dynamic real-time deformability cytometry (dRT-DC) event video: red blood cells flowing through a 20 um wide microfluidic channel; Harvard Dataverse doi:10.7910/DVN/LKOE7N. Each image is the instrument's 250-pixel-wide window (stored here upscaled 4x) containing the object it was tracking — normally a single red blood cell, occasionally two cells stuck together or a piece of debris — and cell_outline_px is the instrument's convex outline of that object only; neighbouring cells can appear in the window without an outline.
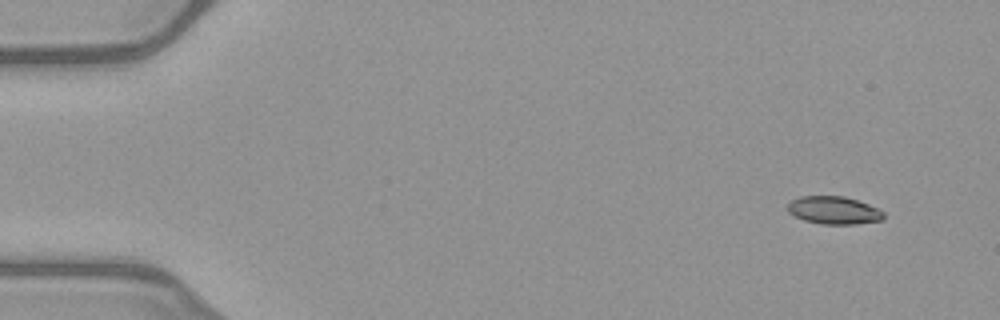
{"species": "common noctule bat (a hibernating species)", "species_latin": "Nyctalus noctula", "temperature_condition": "warm", "stored_images_in_passage": 49, "camera_frame_rate_fps": 3000, "um_per_image_px": 0.085, "animal": {"sex": "female", "body_mass_g": 21.9}, "frame": {"image": 1, "passage_image": 1, "time_ms": 0.0, "image_size_px": [1000, 320], "cell_outline_px": [[884, 220], [856, 224], [824, 224], [804, 220], [788, 212], [788, 204], [792, 200], [800, 196], [844, 196], [868, 204], [884, 212]], "centroid_in_image_um": [70.89, 17.87], "position_along_channel_um": 14.1, "area_um2": 15.43}}
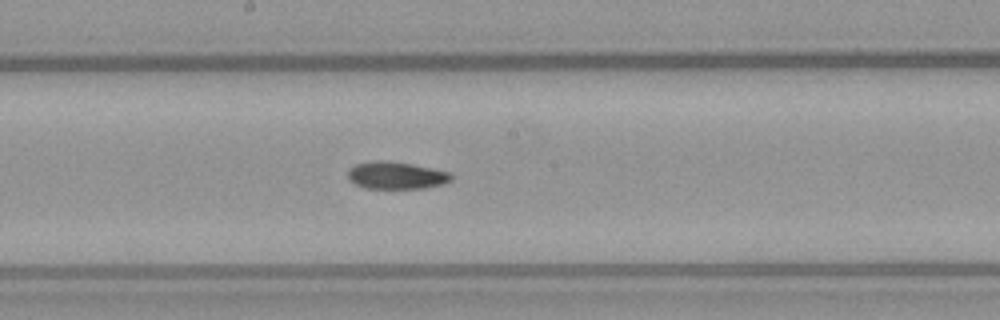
{"frame": {"image": 2, "passage_image": 25, "time_ms": 8.0, "image_size_px": [1000, 320], "cell_outline_px": [[452, 180], [444, 184], [424, 188], [364, 188], [348, 180], [348, 168], [356, 164], [372, 160], [388, 160], [412, 164], [452, 172]], "centroid_in_image_um": [33.68, 14.9], "position_along_channel_um": 214.5, "area_um2": 16.7}}
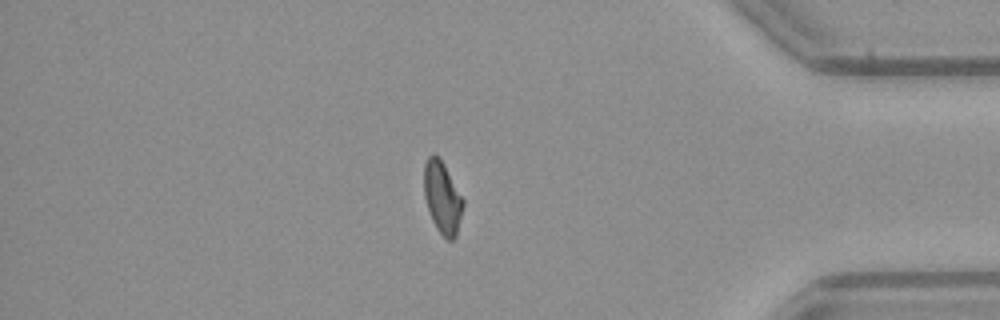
{"frame": {"image": 3, "passage_image": 41, "time_ms": 13.333, "image_size_px": [1000, 320], "cell_outline_px": [[464, 204], [456, 236], [452, 240], [448, 240], [436, 228], [432, 220], [424, 196], [424, 164], [428, 156], [440, 156], [464, 200]], "centroid_in_image_um": [37.6, 16.78], "position_along_channel_um": 397.6, "area_um2": 16.3}, "authors_computed_cell_mechanics": {"area_um2": 16.5886, "velocity_mm_per_s": 4.0513, "shape_relaxation_time_tau1_ms": 7.3582, "shape_relaxation_time_tau2_ms": 7.8022, "deformation_change_tau1": 0.1946, "deformation_change_tau2": 0.1285}}